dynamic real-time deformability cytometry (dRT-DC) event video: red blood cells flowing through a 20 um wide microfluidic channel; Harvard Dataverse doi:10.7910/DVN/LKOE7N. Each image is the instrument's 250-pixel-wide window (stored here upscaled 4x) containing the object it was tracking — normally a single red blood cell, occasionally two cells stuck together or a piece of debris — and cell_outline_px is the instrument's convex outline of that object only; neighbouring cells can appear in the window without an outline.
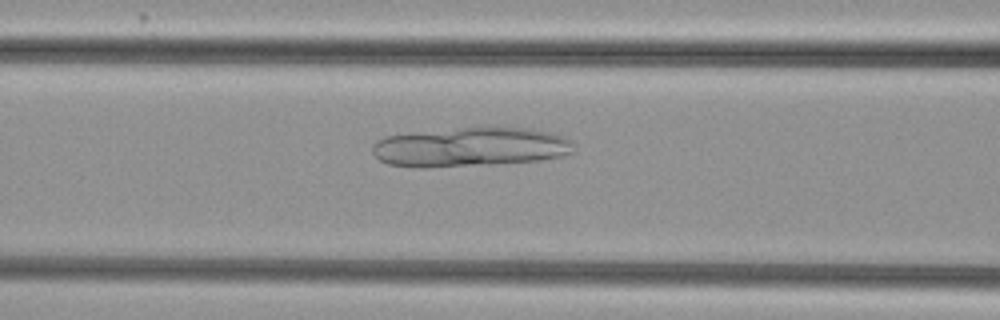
{"species": "common noctule bat (a hibernating species)", "species_latin": "Nyctalus noctula", "temperature_condition": "cold", "stored_images_in_passage": 32, "camera_frame_rate_fps": 3000, "um_per_image_px": 0.085, "animal": {"sex": "female", "body_mass_g": 29.2, "forearm_length_mm": 56.3}, "frame": {"image": 1, "passage_image": 11, "time_ms": 3.333, "image_size_px": [1000, 320], "cell_outline_px": [[572, 152], [560, 156], [540, 160], [428, 168], [412, 168], [388, 164], [380, 160], [372, 152], [372, 144], [376, 140], [384, 136], [496, 124], [528, 128], [552, 132], [564, 136], [572, 140]], "centroid_in_image_um": [39.98, 12.47], "position_along_channel_um": 126.6, "area_um2": 46.93}}
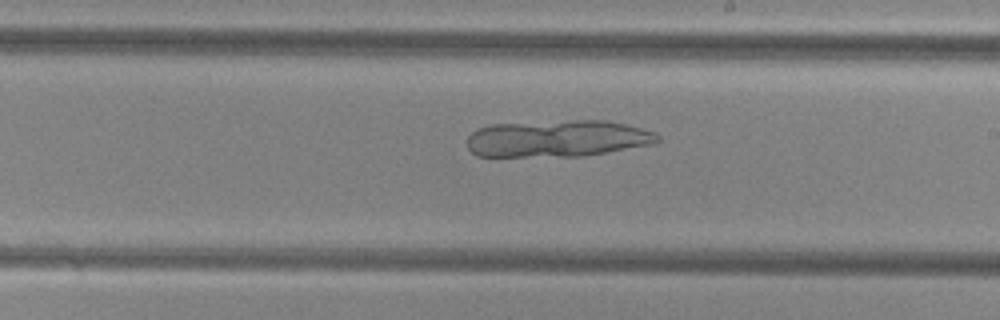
{"frame": {"image": 2, "passage_image": 20, "time_ms": 6.333, "image_size_px": [1000, 320], "cell_outline_px": [[660, 140], [652, 144], [584, 156], [476, 156], [468, 148], [468, 136], [476, 128], [492, 124], [572, 120], [604, 120], [624, 124], [656, 132], [660, 136]], "centroid_in_image_um": [47.37, 11.77], "position_along_channel_um": 241.6, "area_um2": 40.86}}
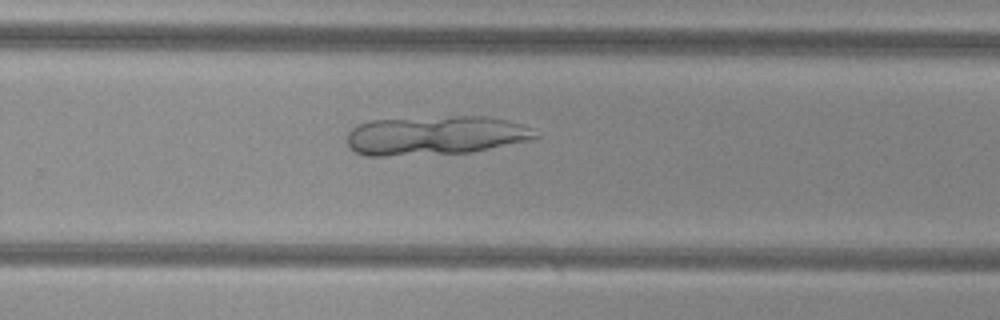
{"frame": {"image": 3, "passage_image": 24, "time_ms": 7.667, "image_size_px": [1000, 320], "cell_outline_px": [[540, 136], [532, 140], [472, 152], [384, 156], [364, 156], [352, 152], [348, 148], [348, 132], [352, 128], [368, 120], [452, 116], [488, 116], [508, 120], [532, 128]], "centroid_in_image_um": [37.0, 11.51], "position_along_channel_um": 292.8, "area_um2": 43.35}}